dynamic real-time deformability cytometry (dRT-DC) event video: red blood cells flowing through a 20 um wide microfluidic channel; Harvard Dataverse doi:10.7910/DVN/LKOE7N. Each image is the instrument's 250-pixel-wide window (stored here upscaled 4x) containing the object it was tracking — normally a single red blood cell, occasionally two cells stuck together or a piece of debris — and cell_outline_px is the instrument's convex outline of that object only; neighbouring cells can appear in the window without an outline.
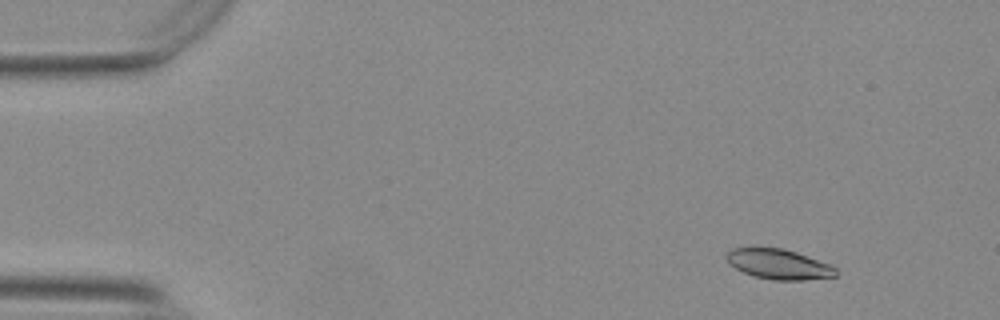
{"species": "Egyptian fruit bat (a non-hibernating species)", "species_latin": "Rousettus aegyptiacus", "temperature_condition": "warm", "stored_images_in_passage": 57, "segment_of_instrument_passage": [1, 2], "camera_frame_rate_fps": 3000, "um_per_image_px": 0.085, "animal": {"sex": "female"}, "frame": {"image": 1, "passage_image": 7, "time_ms": 2.0, "image_size_px": [1000, 320], "cell_outline_px": [[836, 276], [804, 280], [776, 280], [756, 276], [744, 272], [728, 264], [728, 252], [732, 248], [752, 244], [784, 248], [832, 264], [836, 268]], "centroid_in_image_um": [66.17, 22.4], "position_along_channel_um": 18.8, "area_um2": 19.71}}
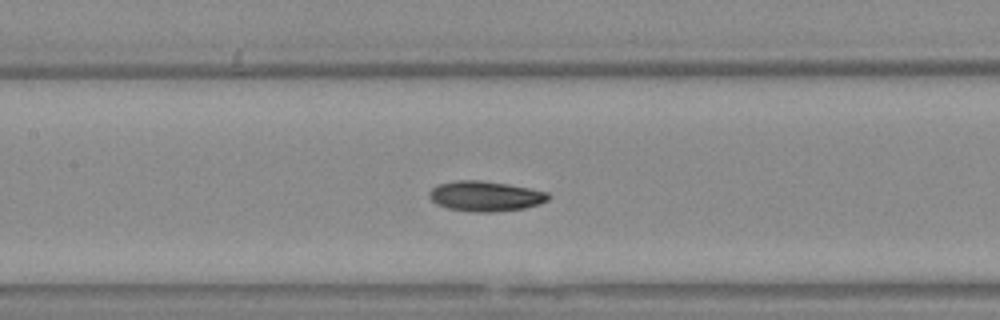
{"frame": {"image": 2, "passage_image": 27, "time_ms": 8.667, "image_size_px": [1000, 320], "cell_outline_px": [[552, 196], [548, 200], [540, 204], [524, 208], [496, 212], [472, 212], [448, 208], [436, 204], [428, 196], [428, 192], [432, 188], [440, 184], [456, 180], [480, 180], [508, 184], [548, 192]], "centroid_in_image_um": [41.27, 16.68], "position_along_channel_um": 166.1, "area_um2": 21.04}}
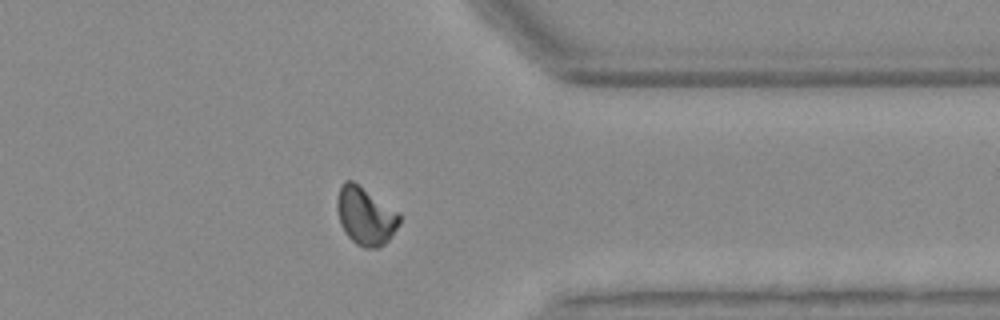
{"frame": {"image": 3, "passage_image": 45, "time_ms": 14.667, "image_size_px": [1000, 320], "cell_outline_px": [[400, 224], [388, 240], [380, 248], [364, 248], [356, 244], [344, 232], [340, 224], [336, 208], [336, 200], [340, 188], [344, 180], [352, 180], [400, 212]], "centroid_in_image_um": [31.06, 18.36], "position_along_channel_um": 380.3, "area_um2": 21.27}}